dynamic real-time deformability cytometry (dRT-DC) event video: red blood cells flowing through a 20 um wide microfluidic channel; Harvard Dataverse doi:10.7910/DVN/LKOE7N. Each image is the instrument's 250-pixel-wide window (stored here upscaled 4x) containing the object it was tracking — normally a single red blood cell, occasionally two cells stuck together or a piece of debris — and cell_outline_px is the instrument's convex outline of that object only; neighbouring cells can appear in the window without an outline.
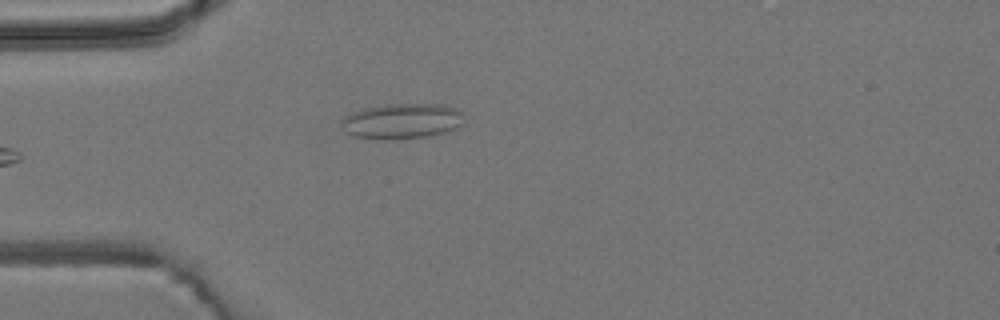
{"species": "common noctule bat (a hibernating species)", "species_latin": "Nyctalus noctula", "temperature_condition": "room temperature", "stored_images_in_passage": 1, "camera_frame_rate_fps": 3000, "um_per_image_px": 0.085, "animal": {"sex": "male", "body_mass_g": 19.2, "forearm_length_mm": 51.8}, "frame": {"image": 1, "passage_image": 1, "time_ms": 0.0, "image_size_px": [1000, 320], "cell_outline_px": [[464, 124], [452, 132], [428, 136], [356, 136], [344, 132], [340, 124], [340, 120], [344, 116], [352, 112], [364, 108], [388, 104], [444, 104], [456, 108], [460, 112]], "centroid_in_image_um": [34.22, 10.24], "position_along_channel_um": 50.8, "area_um2": 24.62}}